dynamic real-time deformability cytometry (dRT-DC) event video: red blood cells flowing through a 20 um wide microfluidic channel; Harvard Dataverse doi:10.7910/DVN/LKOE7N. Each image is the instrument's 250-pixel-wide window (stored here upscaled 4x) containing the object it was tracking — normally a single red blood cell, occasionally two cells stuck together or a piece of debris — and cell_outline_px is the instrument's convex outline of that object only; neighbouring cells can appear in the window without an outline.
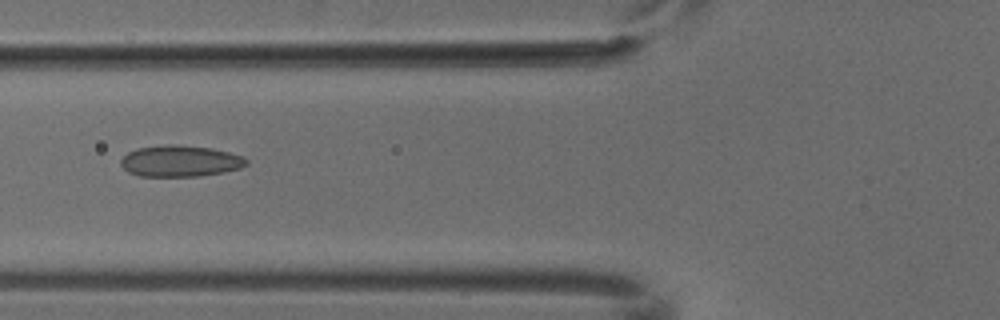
{"species": "common noctule bat (a hibernating species)", "species_latin": "Nyctalus noctula", "temperature_condition": "cold", "stored_images_in_passage": 5, "camera_frame_rate_fps": 3000, "um_per_image_px": 0.085, "animal": {"sex": "male", "body_mass_g": 18.8}, "frame": {"image": 1, "passage_image": 4, "time_ms": 1.0, "image_size_px": [1000, 320], "cell_outline_px": [[248, 164], [240, 168], [224, 172], [200, 176], [140, 176], [128, 172], [120, 164], [120, 160], [128, 152], [136, 148], [168, 144], [172, 144], [212, 148], [244, 156], [248, 160]], "centroid_in_image_um": [15.32, 13.69], "position_along_channel_um": 110.5, "area_um2": 23.0}}
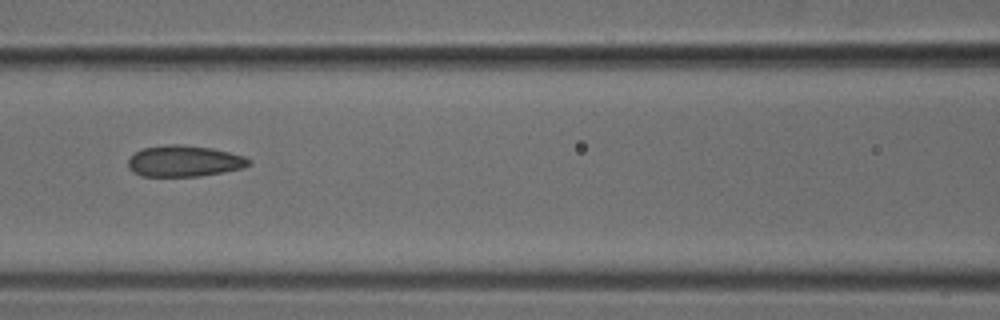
{"frame": {"image": 2, "passage_image": 5, "time_ms": 1.333, "image_size_px": [1000, 320], "cell_outline_px": [[252, 164], [244, 168], [224, 172], [200, 176], [140, 176], [132, 172], [128, 168], [128, 160], [136, 152], [144, 148], [172, 144], [176, 144], [212, 148], [244, 156], [252, 160]], "centroid_in_image_um": [15.69, 13.7], "position_along_channel_um": 150.9, "area_um2": 21.96}}